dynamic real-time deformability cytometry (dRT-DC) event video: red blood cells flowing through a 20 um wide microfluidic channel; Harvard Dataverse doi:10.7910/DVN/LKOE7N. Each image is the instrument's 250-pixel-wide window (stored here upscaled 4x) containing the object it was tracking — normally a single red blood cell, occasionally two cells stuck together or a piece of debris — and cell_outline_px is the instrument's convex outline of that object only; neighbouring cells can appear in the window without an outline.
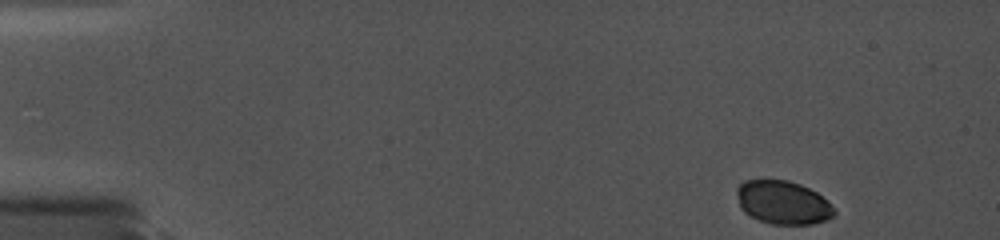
{"species": "common noctule bat (a hibernating species)", "species_latin": "Nyctalus noctula", "temperature_condition": "cold", "stored_images_in_passage": 17, "camera_frame_rate_fps": 5000, "um_per_image_px": 0.085, "animal": {"sex": "female", "body_mass_g": 19.0, "forearm_length_mm": 56.7}, "frame": {"image": 1, "passage_image": 1, "time_ms": 0.0, "image_size_px": [1000, 240], "cell_outline_px": [[836, 212], [828, 220], [812, 224], [772, 224], [760, 220], [744, 212], [740, 208], [736, 192], [736, 188], [744, 180], [788, 180], [800, 184], [816, 192]], "centroid_in_image_um": [66.51, 17.21], "position_along_channel_um": 18.5, "area_um2": 24.39}}
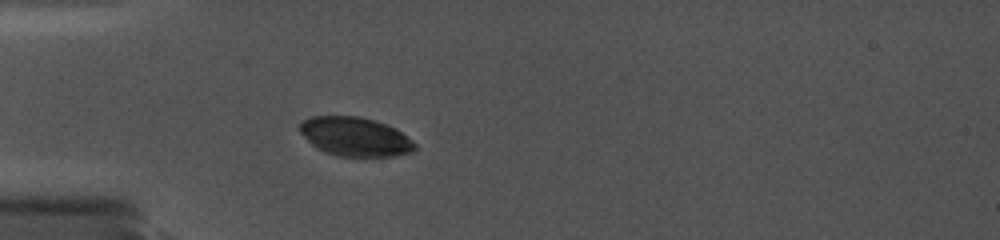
{"frame": {"image": 2, "passage_image": 16, "time_ms": 3.8, "image_size_px": [1000, 240], "cell_outline_px": [[416, 148], [412, 152], [396, 156], [340, 156], [324, 152], [316, 148], [300, 132], [296, 124], [300, 120], [312, 116], [360, 116], [376, 120], [396, 128], [412, 140], [416, 144]], "centroid_in_image_um": [30.16, 11.6], "position_along_channel_um": 54.8, "area_um2": 26.47}}